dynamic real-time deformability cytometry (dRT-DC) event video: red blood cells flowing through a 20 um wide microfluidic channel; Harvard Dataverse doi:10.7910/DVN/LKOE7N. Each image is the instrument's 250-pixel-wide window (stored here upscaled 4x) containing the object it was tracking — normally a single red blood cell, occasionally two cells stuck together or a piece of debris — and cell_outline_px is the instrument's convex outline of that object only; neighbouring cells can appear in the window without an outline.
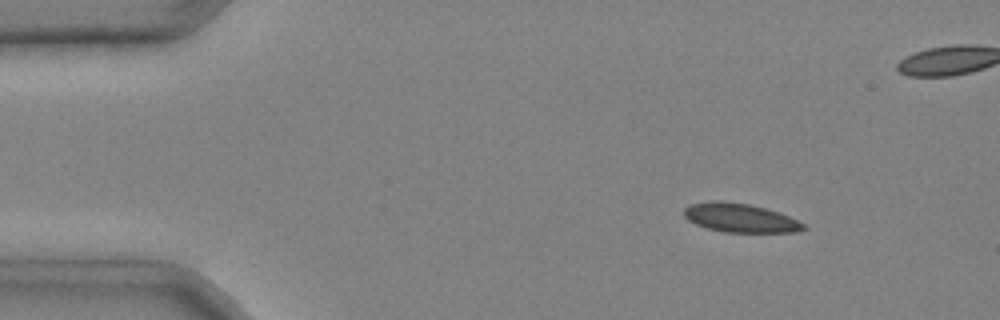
{"species": "common noctule bat (a hibernating species)", "species_latin": "Nyctalus noctula", "temperature_condition": "cold", "stored_images_in_passage": 5, "camera_frame_rate_fps": 3000, "um_per_image_px": 0.085, "animal": {"sex": "male", "body_mass_g": 20.4}, "frame": {"image": 1, "passage_image": 2, "time_ms": 0.333, "image_size_px": [1000, 320], "cell_outline_px": [[808, 228], [796, 232], [724, 232], [708, 228], [696, 224], [688, 220], [684, 216], [684, 208], [688, 204], [712, 200], [724, 200], [748, 204], [780, 212], [804, 224]], "centroid_in_image_um": [62.88, 18.51], "position_along_channel_um": 22.1, "area_um2": 20.17}}